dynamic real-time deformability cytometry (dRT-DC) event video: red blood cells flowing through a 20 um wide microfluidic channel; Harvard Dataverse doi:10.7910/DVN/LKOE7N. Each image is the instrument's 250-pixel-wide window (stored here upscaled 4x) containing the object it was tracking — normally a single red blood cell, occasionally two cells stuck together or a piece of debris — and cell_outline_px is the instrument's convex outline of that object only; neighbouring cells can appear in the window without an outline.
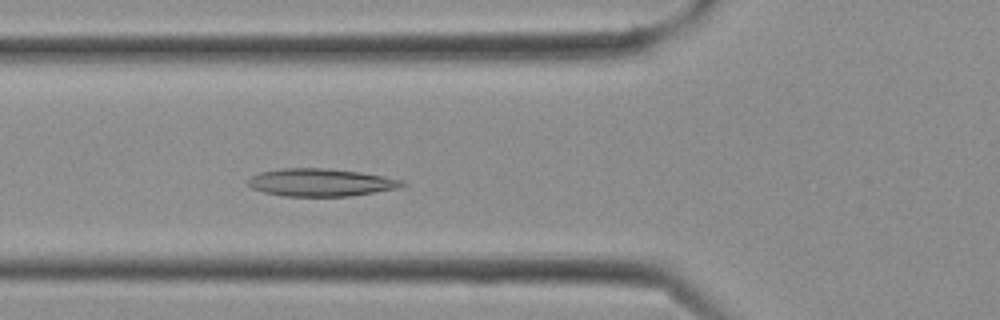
{"species": "Egyptian fruit bat (a non-hibernating species)", "species_latin": "Rousettus aegyptiacus", "temperature_condition": "cold", "stored_images_in_passage": 10, "camera_frame_rate_fps": 3000, "um_per_image_px": 0.085, "frame": {"image": 1, "passage_image": 10, "time_ms": 3.0, "image_size_px": [1000, 320], "cell_outline_px": [[408, 184], [400, 188], [348, 196], [284, 196], [264, 192], [252, 188], [248, 184], [248, 180], [252, 176], [260, 172], [280, 168], [328, 168], [360, 172], [384, 176], [404, 180]], "centroid_in_image_um": [27.3, 15.5], "position_along_channel_um": 98.5, "area_um2": 24.91}}